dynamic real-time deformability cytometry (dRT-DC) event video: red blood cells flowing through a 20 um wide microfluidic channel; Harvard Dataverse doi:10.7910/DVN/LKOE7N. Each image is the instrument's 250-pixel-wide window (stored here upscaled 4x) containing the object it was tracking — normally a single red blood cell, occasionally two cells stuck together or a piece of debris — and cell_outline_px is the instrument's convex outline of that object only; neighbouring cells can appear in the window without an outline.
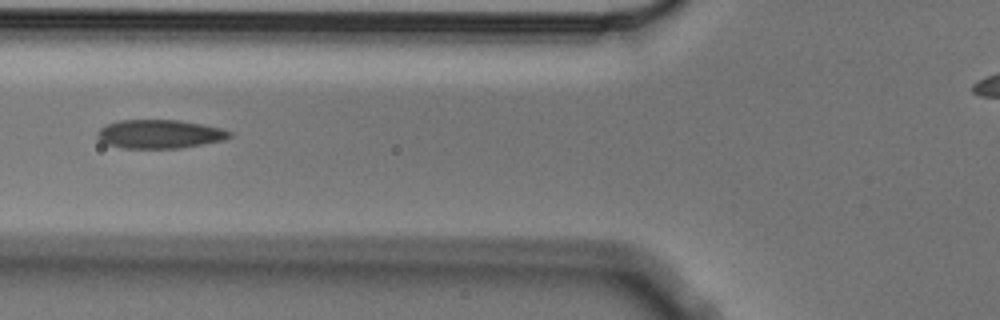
{"species": "Egyptian fruit bat (a non-hibernating species)", "species_latin": "Rousettus aegyptiacus", "temperature_condition": "cold", "stored_images_in_passage": 6, "camera_frame_rate_fps": 3000, "um_per_image_px": 0.085, "animal": {"sex": "male"}, "frame": {"image": 1, "passage_image": 6, "time_ms": 1.667, "image_size_px": [1000, 320], "cell_outline_px": [[232, 136], [224, 140], [204, 144], [180, 148], [120, 148], [108, 144], [100, 140], [96, 136], [96, 132], [100, 128], [108, 124], [120, 120], [176, 120], [200, 124], [220, 128], [232, 132]], "centroid_in_image_um": [13.56, 11.4], "position_along_channel_um": 112.2, "area_um2": 22.02}}